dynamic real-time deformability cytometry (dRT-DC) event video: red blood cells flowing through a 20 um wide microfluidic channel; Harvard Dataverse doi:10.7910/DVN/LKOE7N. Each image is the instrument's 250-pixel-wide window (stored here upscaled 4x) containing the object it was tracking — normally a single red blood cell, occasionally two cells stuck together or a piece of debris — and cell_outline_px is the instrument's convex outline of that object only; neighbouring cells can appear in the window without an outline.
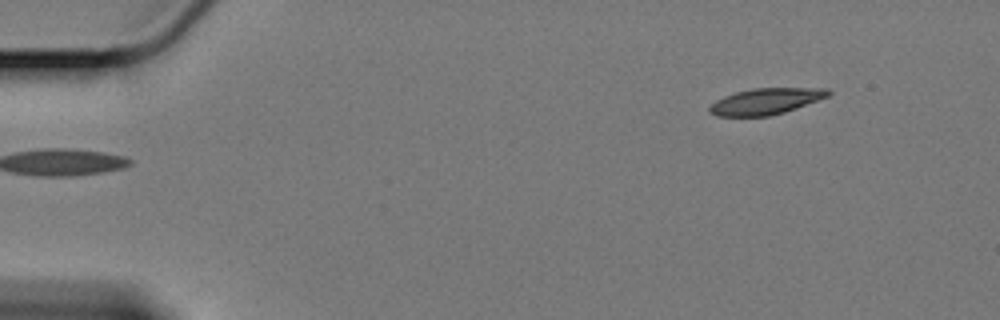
{"species": "Egyptian fruit bat (a non-hibernating species)", "species_latin": "Rousettus aegyptiacus", "temperature_condition": "cold", "stored_images_in_passage": 52, "camera_frame_rate_fps": 3000, "um_per_image_px": 0.085, "animal": {"sex": "female"}, "frame": {"image": 1, "passage_image": 1, "time_ms": 0.0, "image_size_px": [1000, 320], "cell_outline_px": [[832, 92], [828, 96], [796, 108], [784, 112], [768, 116], [716, 116], [708, 112], [708, 108], [716, 100], [724, 96], [736, 92], [752, 88], [828, 88]], "centroid_in_image_um": [65.07, 8.61], "position_along_channel_um": 19.9, "area_um2": 18.03}}
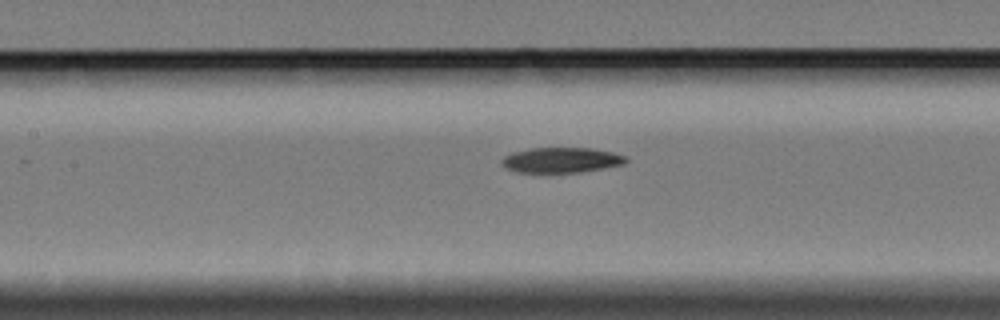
{"frame": {"image": 2, "passage_image": 22, "time_ms": 7.0, "image_size_px": [1000, 320], "cell_outline_px": [[628, 160], [624, 164], [604, 168], [580, 172], [516, 172], [500, 164], [500, 160], [504, 156], [512, 152], [532, 148], [592, 148], [612, 152], [628, 156]], "centroid_in_image_um": [47.72, 13.6], "position_along_channel_um": 159.7, "area_um2": 18.32}}
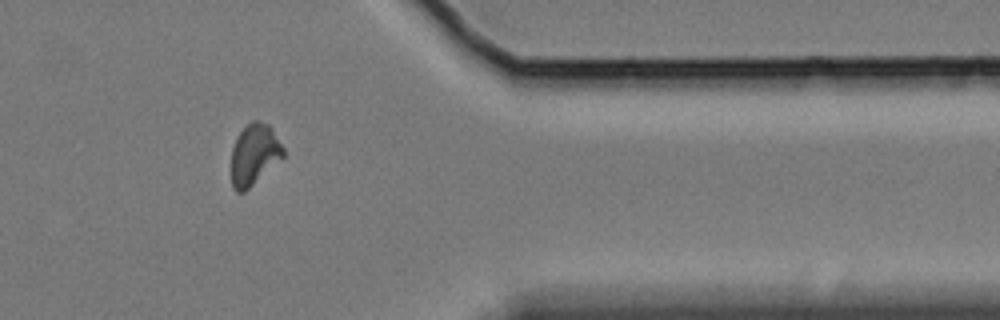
{"frame": {"image": 3, "passage_image": 44, "time_ms": 14.333, "image_size_px": [1000, 320], "cell_outline_px": [[284, 156], [244, 192], [236, 192], [232, 188], [232, 148], [236, 136], [252, 120], [256, 120], [268, 124], [272, 128], [284, 148]], "centroid_in_image_um": [21.61, 13.12], "position_along_channel_um": 389.8, "area_um2": 18.32}}